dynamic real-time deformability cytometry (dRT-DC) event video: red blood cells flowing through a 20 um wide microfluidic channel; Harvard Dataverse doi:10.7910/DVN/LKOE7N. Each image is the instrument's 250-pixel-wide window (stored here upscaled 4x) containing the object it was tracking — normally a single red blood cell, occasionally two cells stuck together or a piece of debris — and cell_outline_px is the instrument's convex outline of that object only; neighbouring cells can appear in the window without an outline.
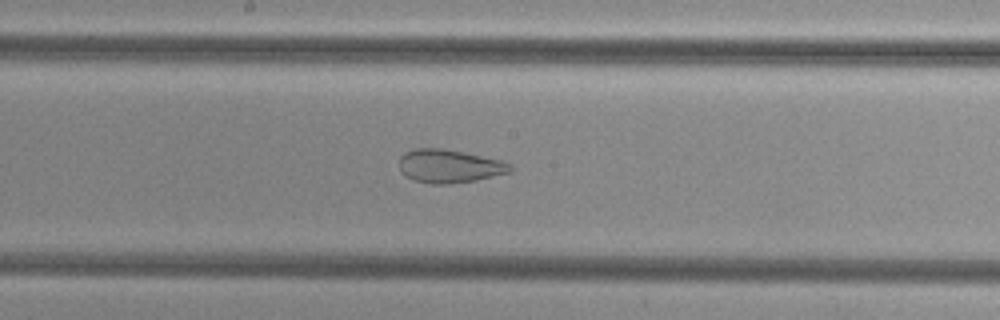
{"species": "common noctule bat (a hibernating species)", "species_latin": "Nyctalus noctula", "temperature_condition": "cold", "stored_images_in_passage": 39, "camera_frame_rate_fps": 3000, "um_per_image_px": 0.085, "animal": {"sex": "female", "body_mass_g": 29.2, "forearm_length_mm": 56.3}, "frame": {"image": 1, "passage_image": 20, "time_ms": 6.333, "image_size_px": [1000, 320], "cell_outline_px": [[512, 172], [476, 180], [448, 184], [428, 184], [412, 180], [404, 176], [400, 172], [400, 156], [404, 152], [416, 148], [444, 148], [464, 152], [500, 160], [512, 164]], "centroid_in_image_um": [38.17, 14.13], "position_along_channel_um": 210.0, "area_um2": 21.85}}
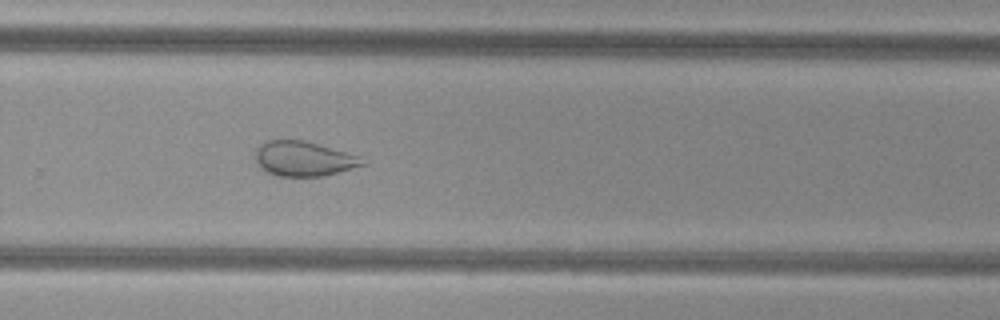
{"frame": {"image": 2, "passage_image": 27, "time_ms": 8.667, "image_size_px": [1000, 320], "cell_outline_px": [[364, 164], [324, 176], [280, 176], [268, 172], [260, 168], [256, 164], [256, 148], [260, 144], [268, 140], [304, 140], [344, 152], [356, 156]], "centroid_in_image_um": [25.7, 13.49], "position_along_channel_um": 304.1, "area_um2": 21.15}}
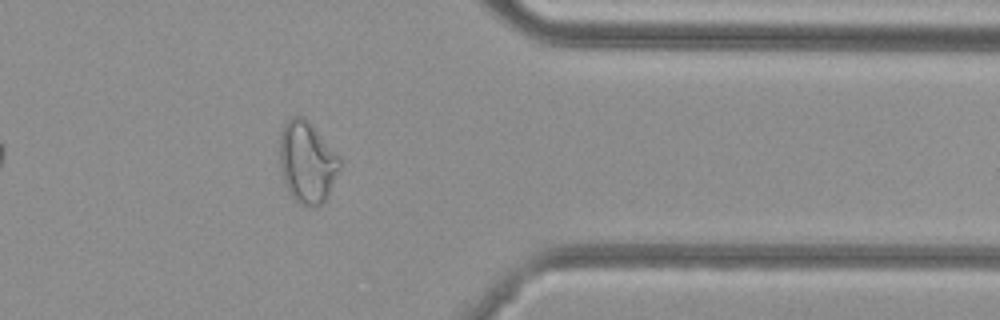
{"frame": {"image": 3, "passage_image": 34, "time_ms": 11.0, "image_size_px": [1000, 320], "cell_outline_px": [[344, 160], [328, 196], [316, 208], [308, 208], [300, 204], [288, 192], [284, 184], [280, 172], [280, 136], [284, 124], [292, 116], [304, 116], [312, 124]], "centroid_in_image_um": [26.13, 13.8], "position_along_channel_um": 385.3, "area_um2": 29.25}}